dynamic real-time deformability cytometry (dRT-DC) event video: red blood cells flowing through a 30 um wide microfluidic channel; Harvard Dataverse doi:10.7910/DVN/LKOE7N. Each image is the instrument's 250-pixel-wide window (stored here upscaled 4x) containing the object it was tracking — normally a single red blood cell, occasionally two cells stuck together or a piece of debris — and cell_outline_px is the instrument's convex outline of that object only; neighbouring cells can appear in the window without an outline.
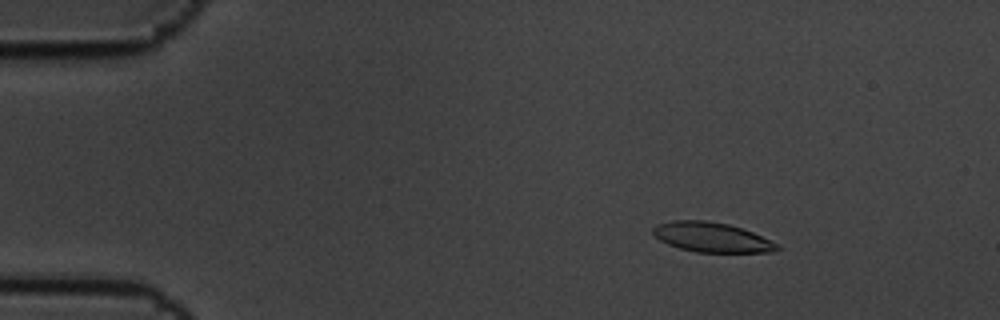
{"species": "common noctule bat (a hibernating species)", "species_latin": "Nyctalus noctula", "temperature_condition": "cold", "stored_images_in_passage": 6, "camera_frame_rate_fps": 3000, "um_per_image_px": 0.085, "animal": {"sex": "male", "body_mass_g": 19.5, "forearm_length_mm": 54.6}, "frame": {"image": 1, "passage_image": 2, "time_ms": 0.333, "image_size_px": [1000, 320], "cell_outline_px": [[780, 248], [776, 252], [696, 252], [680, 248], [668, 244], [660, 240], [652, 232], [652, 228], [656, 224], [672, 220], [708, 220], [728, 224], [752, 232], [776, 244]], "centroid_in_image_um": [60.45, 20.16], "position_along_channel_um": 24.6, "area_um2": 21.33}}
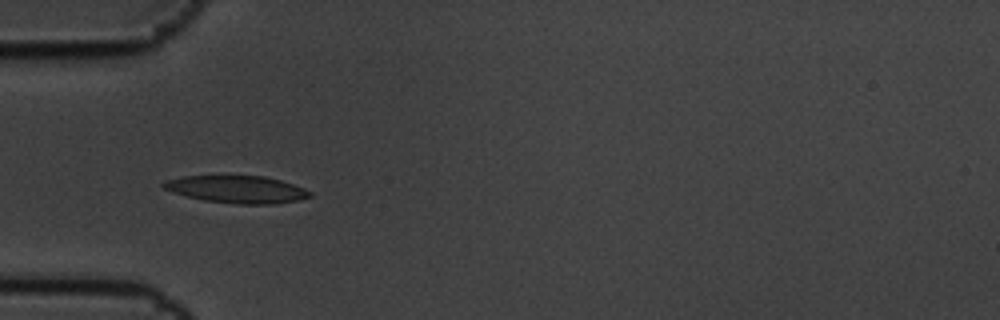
{"frame": {"image": 2, "passage_image": 5, "time_ms": 1.333, "image_size_px": [1000, 320], "cell_outline_px": [[312, 196], [300, 200], [276, 204], [240, 204], [204, 200], [172, 192], [164, 188], [160, 184], [164, 180], [184, 176], [264, 176], [280, 180], [304, 188], [312, 192]], "centroid_in_image_um": [20.15, 16.09], "position_along_channel_um": 64.8, "area_um2": 23.29}}
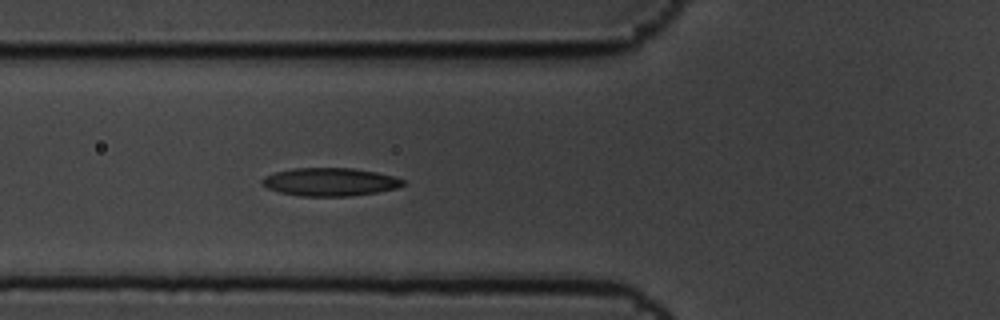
{"frame": {"image": 3, "passage_image": 6, "time_ms": 1.667, "image_size_px": [1000, 320], "cell_outline_px": [[404, 184], [396, 188], [376, 192], [348, 196], [300, 196], [280, 192], [268, 188], [260, 184], [260, 180], [264, 176], [276, 172], [296, 168], [352, 168], [376, 172], [396, 176], [404, 180]], "centroid_in_image_um": [28.03, 15.46], "position_along_channel_um": 97.8, "area_um2": 23.0}}